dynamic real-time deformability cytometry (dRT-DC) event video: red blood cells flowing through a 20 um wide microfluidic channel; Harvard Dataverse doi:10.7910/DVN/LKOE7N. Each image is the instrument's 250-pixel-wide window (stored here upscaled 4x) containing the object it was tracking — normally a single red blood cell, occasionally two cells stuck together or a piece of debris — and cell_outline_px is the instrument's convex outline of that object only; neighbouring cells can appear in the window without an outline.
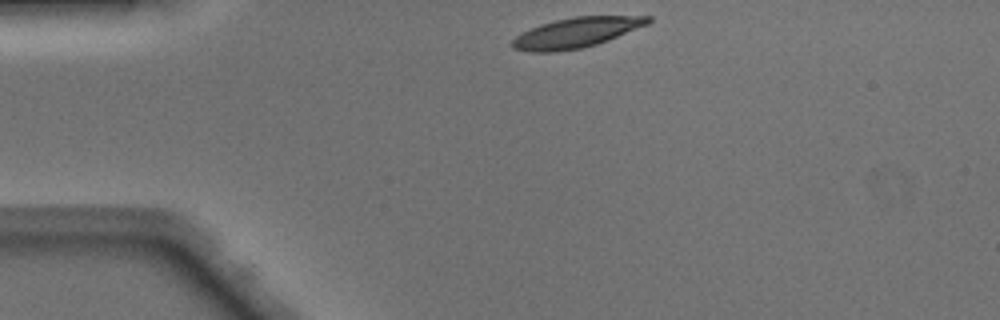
{"species": "Egyptian fruit bat (a non-hibernating species)", "species_latin": "Rousettus aegyptiacus", "temperature_condition": "warm", "stored_images_in_passage": 39, "camera_frame_rate_fps": 3000, "um_per_image_px": 0.085, "animal": {"sex": "male"}, "frame": {"image": 1, "passage_image": 1, "time_ms": 0.0, "image_size_px": [1000, 320], "cell_outline_px": [[652, 20], [648, 24], [608, 40], [596, 44], [580, 48], [556, 52], [528, 52], [512, 48], [508, 44], [516, 36], [540, 24], [556, 20], [576, 16], [652, 16]], "centroid_in_image_um": [48.95, 2.78], "position_along_channel_um": 36.0, "area_um2": 23.7}}
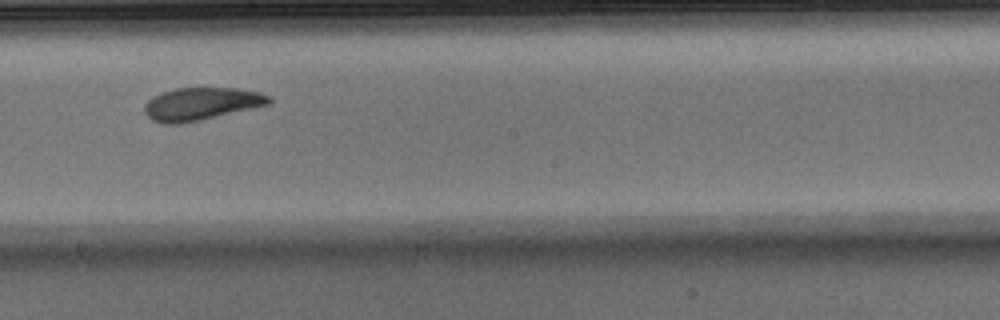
{"frame": {"image": 2, "passage_image": 18, "time_ms": 5.667, "image_size_px": [1000, 320], "cell_outline_px": [[272, 104], [200, 120], [180, 124], [164, 124], [152, 120], [144, 112], [144, 104], [152, 96], [160, 92], [176, 88], [240, 88], [272, 96]], "centroid_in_image_um": [17.1, 8.83], "position_along_channel_um": 231.1, "area_um2": 23.93}}
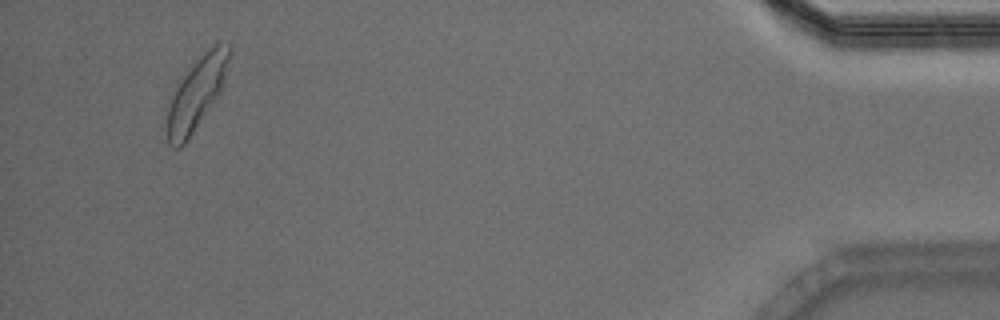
{"frame": {"image": 3, "passage_image": 37, "time_ms": 12.0, "image_size_px": [1000, 320], "cell_outline_px": [[232, 52], [224, 84], [216, 100], [184, 144], [180, 148], [176, 148], [168, 144], [168, 108], [176, 80], [204, 52], [216, 44], [228, 44], [232, 48]], "centroid_in_image_um": [16.73, 7.89], "position_along_channel_um": 418.5, "area_um2": 26.3}, "authors_computed_cell_mechanics": {"area_um2": 23.9292, "velocity_mm_per_s": 4.1017, "shape_relaxation_time_tau1_ms": 3.51, "shape_relaxation_time_tau2_ms": 2.4356, "deformation_change_tau1": 0.1486, "deformation_change_tau2": 0.0855}}